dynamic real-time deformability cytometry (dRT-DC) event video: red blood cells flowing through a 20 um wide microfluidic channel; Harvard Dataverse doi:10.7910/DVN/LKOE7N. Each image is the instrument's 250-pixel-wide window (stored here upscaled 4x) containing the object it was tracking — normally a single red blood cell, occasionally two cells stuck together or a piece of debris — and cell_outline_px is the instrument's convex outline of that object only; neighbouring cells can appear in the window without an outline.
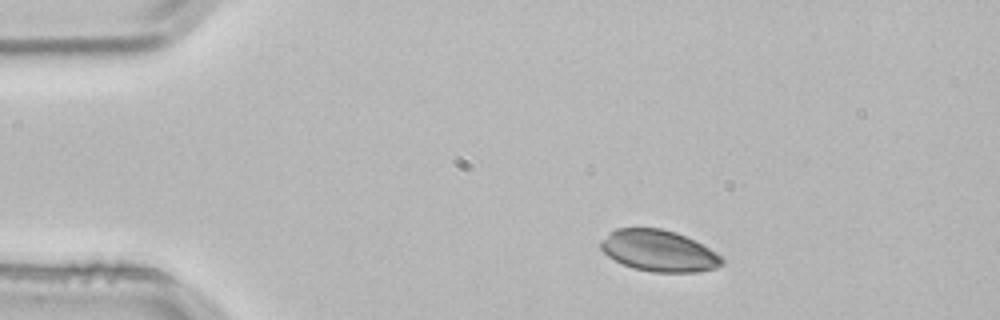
{"species": "common noctule bat (a hibernating species)", "species_latin": "Nyctalus noctula", "temperature_condition": "room temperature", "stored_images_in_passage": 2, "camera_frame_rate_fps": 3000, "um_per_image_px": 0.085, "animal": {"sex": "male", "body_mass_g": 21.5, "forearm_length_mm": 52.0}, "frame": {"image": 1, "passage_image": 1, "time_ms": 0.0, "image_size_px": [1000, 320], "cell_outline_px": [[724, 264], [716, 268], [700, 272], [652, 272], [632, 268], [608, 256], [600, 248], [600, 240], [616, 228], [660, 228], [676, 232], [716, 252], [724, 260]], "centroid_in_image_um": [55.99, 21.33], "position_along_channel_um": 29.0, "area_um2": 29.07}}